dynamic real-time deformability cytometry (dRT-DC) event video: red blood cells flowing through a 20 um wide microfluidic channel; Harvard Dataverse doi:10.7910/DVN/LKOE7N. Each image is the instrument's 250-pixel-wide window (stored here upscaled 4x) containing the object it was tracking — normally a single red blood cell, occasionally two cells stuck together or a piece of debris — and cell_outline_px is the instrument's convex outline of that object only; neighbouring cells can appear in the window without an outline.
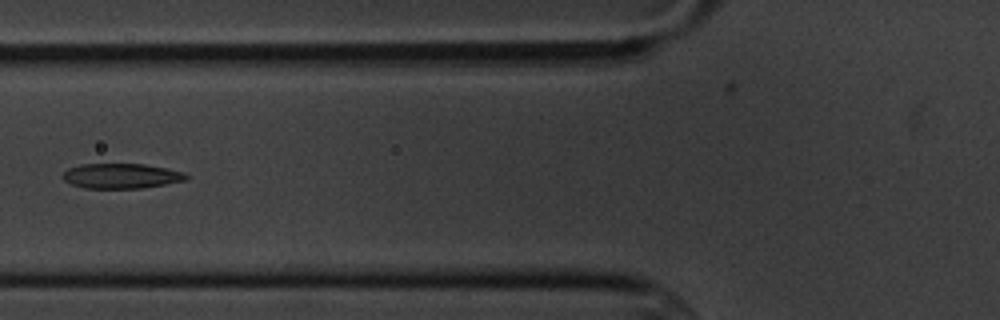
{"species": "common noctule bat (a hibernating species)", "species_latin": "Nyctalus noctula", "temperature_condition": "cold", "stored_images_in_passage": 9, "camera_frame_rate_fps": 3000, "um_per_image_px": 0.085, "animal": {"sex": "male", "body_mass_g": 20.1, "forearm_length_mm": 53.5}, "frame": {"image": 1, "passage_image": 7, "time_ms": 7.0, "image_size_px": [1000, 320], "cell_outline_px": [[188, 180], [140, 188], [84, 188], [72, 184], [64, 180], [60, 176], [68, 168], [80, 164], [144, 164], [184, 172], [188, 176]], "centroid_in_image_um": [10.28, 14.95], "position_along_channel_um": 115.5, "area_um2": 17.92}}
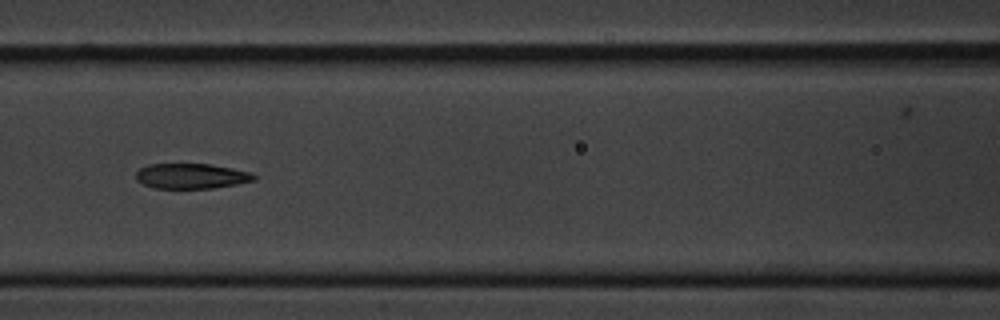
{"frame": {"image": 2, "passage_image": 8, "time_ms": 8.0, "image_size_px": [1000, 320], "cell_outline_px": [[256, 180], [236, 184], [212, 188], [152, 188], [136, 180], [136, 172], [140, 168], [148, 164], [212, 164], [252, 172], [256, 176]], "centroid_in_image_um": [16.27, 14.96], "position_along_channel_um": 150.3, "area_um2": 17.4}}
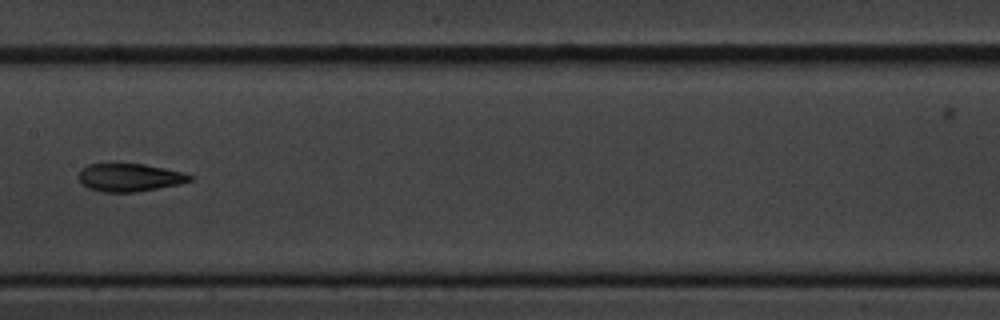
{"frame": {"image": 3, "passage_image": 9, "time_ms": 9.333, "image_size_px": [1000, 320], "cell_outline_px": [[192, 180], [180, 184], [136, 192], [104, 192], [88, 188], [80, 184], [76, 176], [80, 168], [88, 164], [144, 164], [184, 172], [192, 176]], "centroid_in_image_um": [10.96, 15.09], "position_along_channel_um": 196.4, "area_um2": 18.32}}